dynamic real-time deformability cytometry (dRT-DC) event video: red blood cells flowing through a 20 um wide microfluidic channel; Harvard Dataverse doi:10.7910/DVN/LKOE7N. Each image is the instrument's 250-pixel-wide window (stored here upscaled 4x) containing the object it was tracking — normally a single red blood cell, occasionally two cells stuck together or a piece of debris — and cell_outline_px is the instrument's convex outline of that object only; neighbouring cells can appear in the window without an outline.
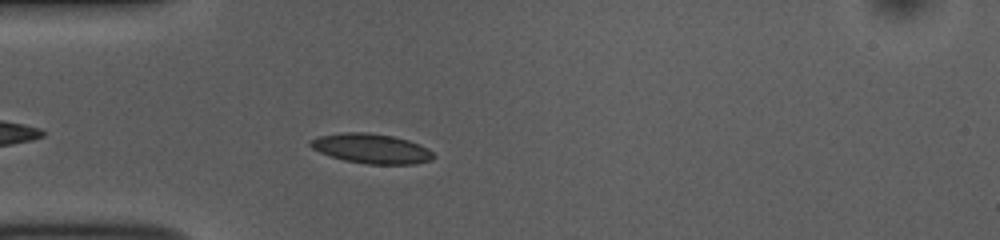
{"species": "common noctule bat (a hibernating species)", "species_latin": "Nyctalus noctula", "temperature_condition": "room temperature", "stored_images_in_passage": 42, "camera_frame_rate_fps": 3000, "um_per_image_px": 0.085, "animal": {"sex": "female", "body_mass_g": 10.0, "forearm_length_mm": 53.1}, "frame": {"image": 1, "passage_image": 5, "time_ms": 1.333, "image_size_px": [1000, 240], "cell_outline_px": [[436, 156], [432, 160], [416, 164], [364, 164], [344, 160], [320, 152], [312, 148], [308, 144], [308, 140], [320, 136], [344, 132], [368, 132], [392, 136], [408, 140], [420, 144], [428, 148]], "centroid_in_image_um": [31.59, 12.63], "position_along_channel_um": 53.4, "area_um2": 21.44}}
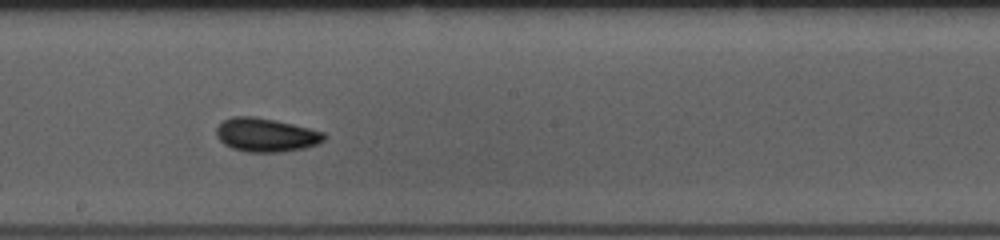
{"frame": {"image": 2, "passage_image": 19, "time_ms": 6.0, "image_size_px": [1000, 240], "cell_outline_px": [[324, 140], [316, 144], [304, 148], [280, 152], [248, 152], [232, 148], [224, 144], [216, 136], [216, 128], [224, 120], [232, 116], [252, 116], [292, 124], [324, 132]], "centroid_in_image_um": [22.57, 11.47], "position_along_channel_um": 225.6, "area_um2": 20.87}}
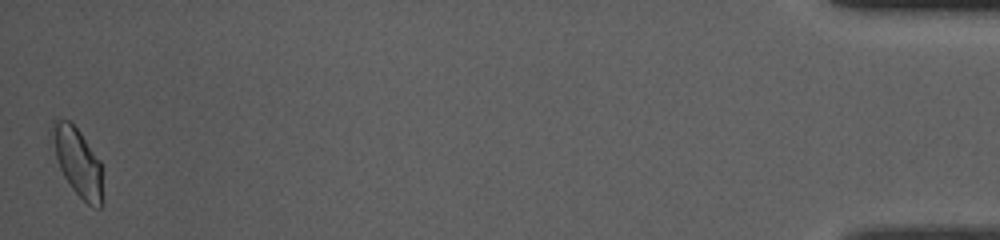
{"frame": {"image": 3, "passage_image": 42, "time_ms": 13.667, "image_size_px": [1000, 240], "cell_outline_px": [[100, 208], [96, 208], [88, 204], [72, 188], [64, 176], [60, 168], [56, 156], [52, 128], [52, 120], [72, 120], [100, 160]], "centroid_in_image_um": [6.59, 13.7], "position_along_channel_um": 428.6, "area_um2": 19.19}, "authors_computed_cell_mechanics": {"area_um2": 19.9121, "velocity_mm_per_s": 3.8337, "shape_relaxation_time_tau1_ms": 4.956, "shape_relaxation_time_tau2_ms": 2.3608, "deformation_change_tau1": 0.1209, "deformation_change_tau2": 0.0733}}